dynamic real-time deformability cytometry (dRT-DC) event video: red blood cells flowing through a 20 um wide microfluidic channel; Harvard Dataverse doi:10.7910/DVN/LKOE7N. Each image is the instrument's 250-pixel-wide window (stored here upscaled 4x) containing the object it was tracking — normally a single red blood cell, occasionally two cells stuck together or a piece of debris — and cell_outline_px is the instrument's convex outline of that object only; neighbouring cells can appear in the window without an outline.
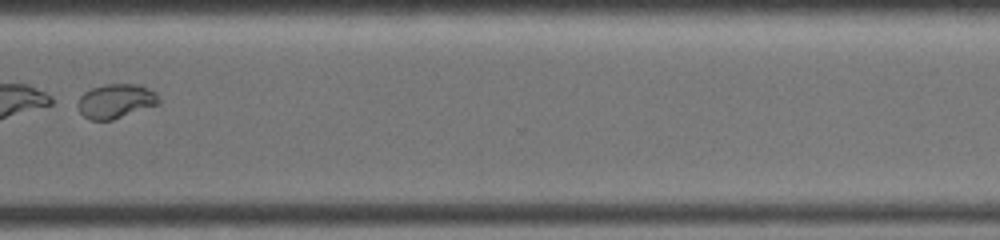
{"species": "common noctule bat (a hibernating species)", "species_latin": "Nyctalus noctula", "temperature_condition": "warm", "stored_images_in_passage": 40, "segment_of_instrument_passage": [2, 2], "camera_frame_rate_fps": 3000, "um_per_image_px": 0.085, "animal": {"sex": "female", "body_mass_g": 19.0, "forearm_length_mm": 51.5}, "frame": {"image": 1, "passage_image": 32, "time_ms": 10.333, "image_size_px": [1000, 240], "cell_outline_px": [[160, 104], [112, 120], [88, 120], [80, 112], [76, 104], [80, 96], [84, 92], [92, 88], [104, 84], [140, 84], [156, 92], [160, 100]], "centroid_in_image_um": [9.85, 8.59], "position_along_channel_um": 360.8, "area_um2": 16.42}}